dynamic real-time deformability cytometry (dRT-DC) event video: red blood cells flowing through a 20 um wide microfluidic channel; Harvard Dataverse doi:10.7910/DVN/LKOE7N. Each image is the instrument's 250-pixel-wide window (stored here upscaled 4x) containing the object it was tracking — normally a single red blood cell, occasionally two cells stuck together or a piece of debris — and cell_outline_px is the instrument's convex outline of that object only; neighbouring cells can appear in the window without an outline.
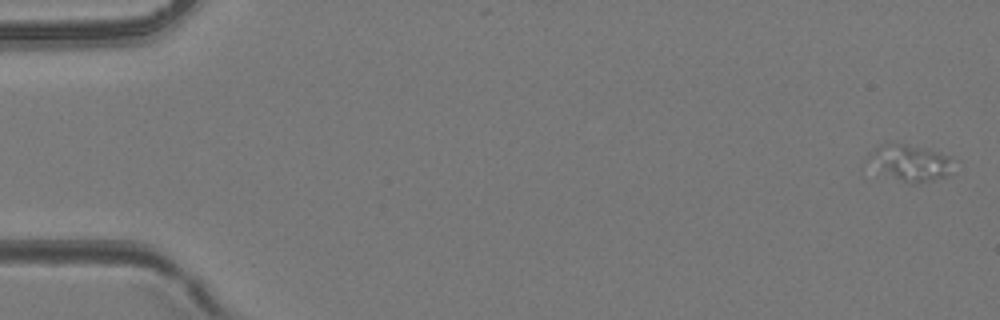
{"species": "common noctule bat (a hibernating species)", "species_latin": "Nyctalus noctula", "temperature_condition": "room temperature", "stored_images_in_passage": 5, "camera_frame_rate_fps": 3000, "um_per_image_px": 0.085, "animal": {"sex": "female", "body_mass_g": 24.6, "forearm_length_mm": 56.2}, "frame": {"image": 1, "passage_image": 1, "time_ms": 0.0, "image_size_px": [1000, 320], "cell_outline_px": [[948, 172], [944, 176], [932, 180], [916, 184], [912, 184], [896, 176], [872, 156], [868, 152], [880, 144], [904, 144], [928, 148], [940, 152], [948, 156]], "centroid_in_image_um": [77.5, 13.77], "position_along_channel_um": 7.5, "area_um2": 15.84}}
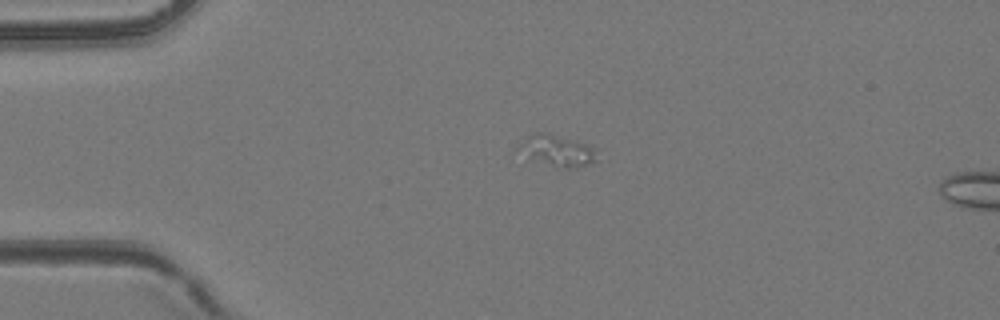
{"frame": {"image": 2, "passage_image": 4, "time_ms": 3.333, "image_size_px": [1000, 320], "cell_outline_px": [[600, 148], [596, 160], [572, 168], [560, 168], [512, 152], [528, 136], [536, 132], [548, 132], [588, 144]], "centroid_in_image_um": [47.35, 12.78], "position_along_channel_um": 37.7, "area_um2": 14.57}}